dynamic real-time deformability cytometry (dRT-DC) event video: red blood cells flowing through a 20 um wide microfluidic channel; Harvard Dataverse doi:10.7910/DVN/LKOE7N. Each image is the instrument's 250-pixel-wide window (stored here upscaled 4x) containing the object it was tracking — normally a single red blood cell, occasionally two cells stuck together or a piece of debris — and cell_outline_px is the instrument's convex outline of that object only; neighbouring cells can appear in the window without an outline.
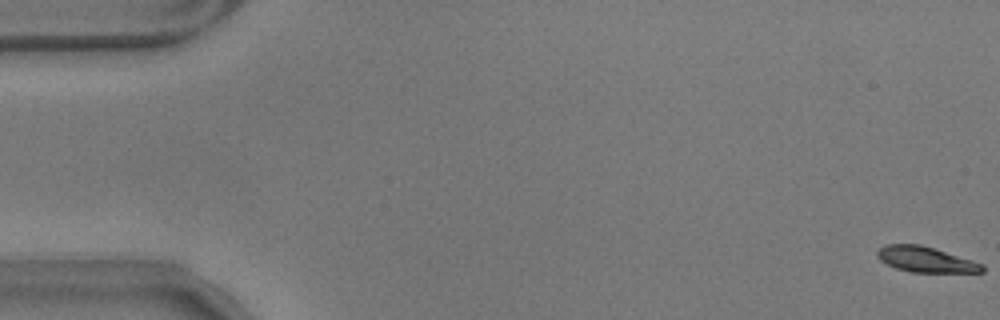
{"species": "common noctule bat (a hibernating species)", "species_latin": "Nyctalus noctula", "temperature_condition": "warm", "stored_images_in_passage": 16, "camera_frame_rate_fps": 3000, "um_per_image_px": 0.085, "animal": {"sex": "male", "body_mass_g": 17.9}, "frame": {"image": 1, "passage_image": 1, "time_ms": 0.0, "image_size_px": [1000, 320], "cell_outline_px": [[984, 272], [912, 272], [896, 268], [880, 260], [876, 256], [876, 252], [880, 248], [888, 244], [920, 244], [972, 260], [984, 264]], "centroid_in_image_um": [78.68, 22.05], "position_along_channel_um": 6.3, "area_um2": 15.43}}